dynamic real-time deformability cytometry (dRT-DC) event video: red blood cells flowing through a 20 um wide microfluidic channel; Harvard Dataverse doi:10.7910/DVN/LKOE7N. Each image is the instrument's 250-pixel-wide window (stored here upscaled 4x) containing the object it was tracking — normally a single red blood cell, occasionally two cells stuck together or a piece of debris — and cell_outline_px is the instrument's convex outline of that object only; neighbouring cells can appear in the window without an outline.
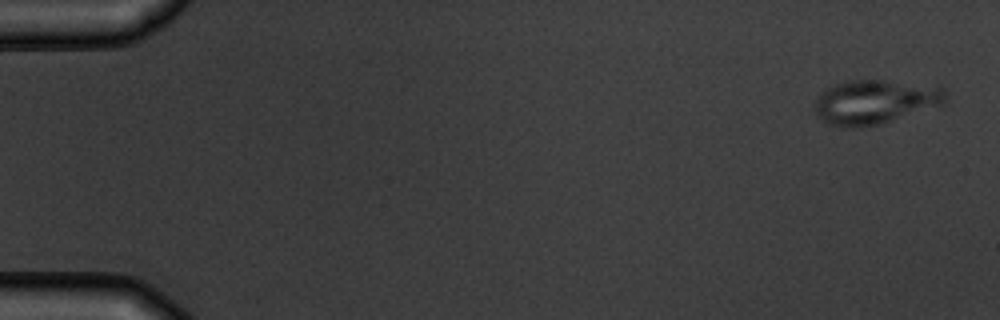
{"species": "common noctule bat (a hibernating species)", "species_latin": "Nyctalus noctula", "temperature_condition": "warm", "stored_images_in_passage": 5, "camera_frame_rate_fps": 3000, "um_per_image_px": 0.085, "animal": {"sex": "male", "body_mass_g": 19.5, "forearm_length_mm": 54.6}, "frame": {"image": 1, "passage_image": 1, "time_ms": 0.0, "image_size_px": [1000, 320], "cell_outline_px": [[944, 104], [876, 124], [828, 124], [816, 112], [816, 100], [828, 88], [844, 80], [884, 80], [944, 88]], "centroid_in_image_um": [74.39, 8.6], "position_along_channel_um": 10.6, "area_um2": 31.85}}